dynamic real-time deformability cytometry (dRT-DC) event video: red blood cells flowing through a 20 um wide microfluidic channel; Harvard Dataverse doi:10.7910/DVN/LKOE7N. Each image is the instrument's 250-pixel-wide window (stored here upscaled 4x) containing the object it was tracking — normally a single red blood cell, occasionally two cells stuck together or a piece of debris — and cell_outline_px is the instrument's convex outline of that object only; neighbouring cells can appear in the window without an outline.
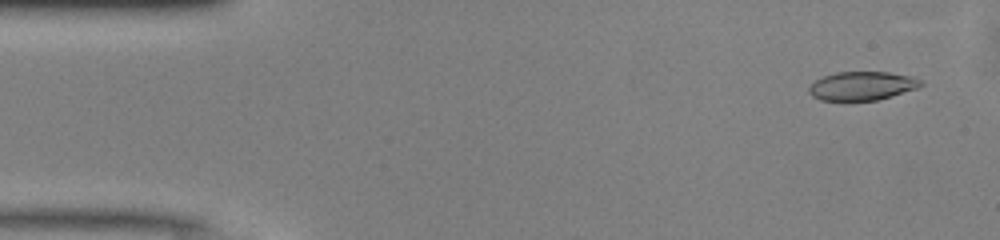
{"species": "common noctule bat (a hibernating species)", "species_latin": "Nyctalus noctula", "temperature_condition": "warm", "stored_images_in_passage": 49, "camera_frame_rate_fps": 3000, "um_per_image_px": 0.085, "animal": {"sex": "male", "body_mass_g": 13.0, "forearm_length_mm": 53.1}, "frame": {"image": 1, "passage_image": 3, "time_ms": 0.667, "image_size_px": [1000, 240], "cell_outline_px": [[924, 84], [916, 88], [892, 96], [876, 100], [820, 100], [812, 96], [808, 92], [808, 88], [816, 80], [824, 76], [836, 72], [888, 72], [912, 76], [924, 80]], "centroid_in_image_um": [73.3, 7.29], "position_along_channel_um": 11.7, "area_um2": 18.67}}
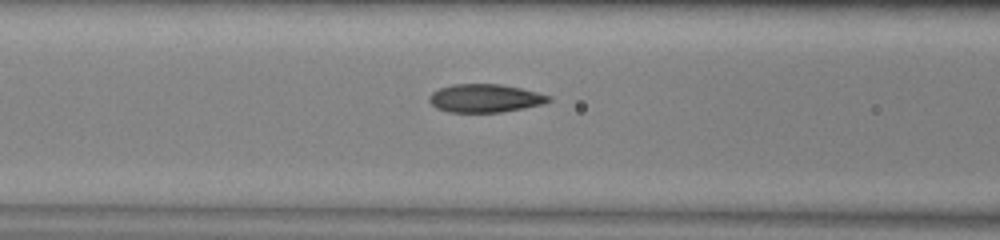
{"frame": {"image": 2, "passage_image": 19, "time_ms": 6.0, "image_size_px": [1000, 240], "cell_outline_px": [[552, 100], [544, 104], [524, 108], [500, 112], [448, 112], [436, 108], [428, 100], [428, 96], [432, 92], [440, 88], [452, 84], [500, 84], [520, 88], [552, 96]], "centroid_in_image_um": [41.23, 8.35], "position_along_channel_um": 125.4, "area_um2": 19.71}}
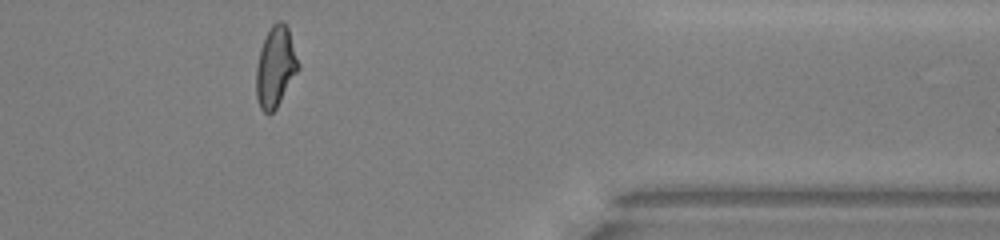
{"frame": {"image": 3, "passage_image": 40, "time_ms": 13.0, "image_size_px": [1000, 240], "cell_outline_px": [[300, 68], [276, 108], [268, 116], [260, 108], [256, 96], [256, 68], [260, 48], [272, 24], [276, 20], [284, 20], [288, 28], [300, 64]], "centroid_in_image_um": [23.42, 5.68], "position_along_channel_um": 388.0, "area_um2": 19.88}, "authors_computed_cell_mechanics": {"area_um2": 19.8254, "velocity_mm_per_s": 4.131, "shape_relaxation_time_tau1_ms": 5.721, "shape_relaxation_time_tau2_ms": 1.2752, "deformation_change_tau1": 0.1968, "deformation_change_tau2": 0.079}}